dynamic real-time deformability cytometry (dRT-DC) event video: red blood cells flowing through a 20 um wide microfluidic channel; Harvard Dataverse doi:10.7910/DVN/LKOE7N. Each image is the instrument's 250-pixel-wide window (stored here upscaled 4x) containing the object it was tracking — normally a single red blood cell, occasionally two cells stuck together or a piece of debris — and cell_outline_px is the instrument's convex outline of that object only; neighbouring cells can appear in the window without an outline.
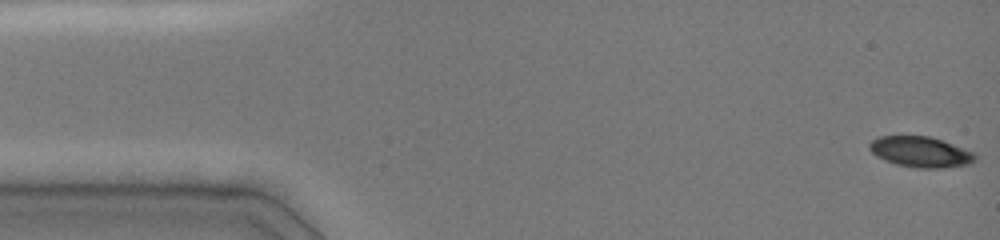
{"species": "common noctule bat (a hibernating species)", "species_latin": "Nyctalus noctula", "temperature_condition": "cold", "stored_images_in_passage": 48, "camera_frame_rate_fps": 3000, "um_per_image_px": 0.085, "animal": {"sex": "female", "body_mass_g": 19.0, "forearm_length_mm": 51.5}, "frame": {"image": 1, "passage_image": 1, "time_ms": 0.0, "image_size_px": [1000, 240], "cell_outline_px": [[976, 160], [968, 164], [940, 168], [920, 168], [896, 164], [884, 160], [876, 156], [868, 148], [868, 144], [872, 140], [880, 136], [928, 136], [976, 152]], "centroid_in_image_um": [78.24, 12.91], "position_along_channel_um": 6.8, "area_um2": 18.79}}
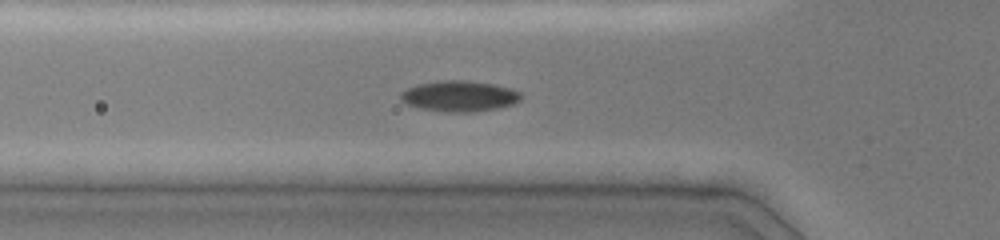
{"frame": {"image": 2, "passage_image": 16, "time_ms": 5.0, "image_size_px": [1000, 240], "cell_outline_px": [[520, 100], [516, 104], [500, 108], [468, 112], [448, 112], [420, 108], [408, 104], [400, 100], [400, 92], [416, 84], [440, 80], [468, 80], [496, 84], [512, 88], [520, 92]], "centroid_in_image_um": [39.07, 8.16], "position_along_channel_um": 86.7, "area_um2": 21.85}}
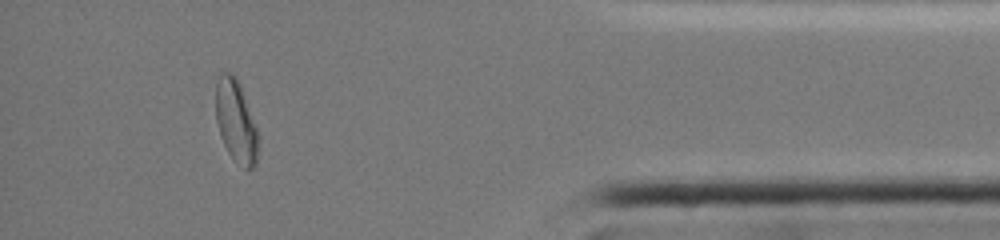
{"frame": {"image": 3, "passage_image": 43, "time_ms": 14.0, "image_size_px": [1000, 240], "cell_outline_px": [[256, 164], [252, 168], [244, 168], [228, 152], [220, 136], [216, 120], [216, 84], [220, 72], [232, 72], [236, 76], [240, 84], [256, 128]], "centroid_in_image_um": [20.01, 10.24], "position_along_channel_um": 415.2, "area_um2": 19.83}, "authors_computed_cell_mechanics": {"area_um2": 19.8832, "velocity_mm_per_s": 4.0088, "shape_relaxation_time_tau1_ms": 5.5245, "shape_relaxation_time_tau2_ms": 4.6526, "deformation_change_tau1": 0.1605, "deformation_change_tau2": 0.0539}}